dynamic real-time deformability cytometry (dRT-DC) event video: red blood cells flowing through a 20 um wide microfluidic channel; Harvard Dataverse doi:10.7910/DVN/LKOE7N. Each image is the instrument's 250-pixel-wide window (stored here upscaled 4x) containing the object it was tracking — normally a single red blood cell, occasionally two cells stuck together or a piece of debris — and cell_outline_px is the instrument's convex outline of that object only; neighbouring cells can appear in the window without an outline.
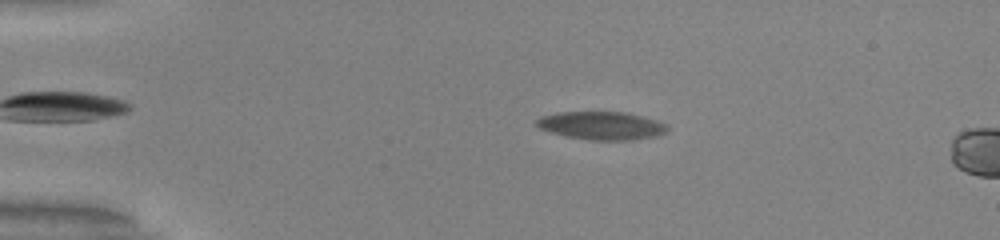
{"species": "common noctule bat (a hibernating species)", "species_latin": "Nyctalus noctula", "temperature_condition": "warm", "stored_images_in_passage": 14, "camera_frame_rate_fps": 3000, "um_per_image_px": 0.085, "animal": {"sex": "male", "body_mass_g": 20.0, "forearm_length_mm": 53.3}, "frame": {"image": 1, "passage_image": 8, "time_ms": 2.333, "image_size_px": [1000, 240], "cell_outline_px": [[668, 128], [664, 132], [656, 136], [632, 140], [592, 140], [564, 136], [540, 128], [536, 124], [536, 120], [540, 116], [556, 112], [624, 112], [656, 120], [664, 124]], "centroid_in_image_um": [51.09, 10.67], "position_along_channel_um": 33.9, "area_um2": 21.21}}